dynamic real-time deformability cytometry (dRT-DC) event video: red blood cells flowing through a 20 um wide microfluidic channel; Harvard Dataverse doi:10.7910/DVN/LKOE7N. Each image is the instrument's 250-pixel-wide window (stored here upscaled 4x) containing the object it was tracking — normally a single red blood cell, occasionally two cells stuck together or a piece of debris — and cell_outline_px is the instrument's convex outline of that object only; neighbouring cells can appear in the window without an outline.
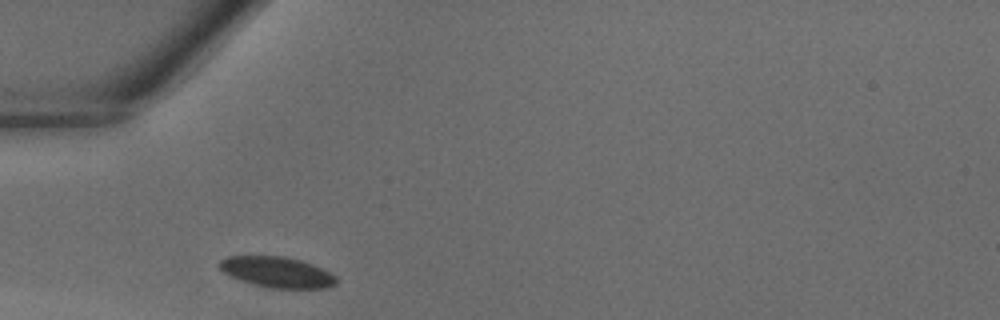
{"species": "common noctule bat (a hibernating species)", "species_latin": "Nyctalus noctula", "temperature_condition": "warm", "stored_images_in_passage": 22, "camera_frame_rate_fps": 3000, "um_per_image_px": 0.085, "animal": {"sex": "male", "body_mass_g": 18.8}, "frame": {"image": 1, "passage_image": 1, "time_ms": 0.0, "image_size_px": [1000, 320], "cell_outline_px": [[340, 280], [336, 284], [328, 288], [272, 288], [252, 284], [240, 280], [224, 272], [216, 264], [220, 260], [228, 256], [284, 256], [300, 260], [312, 264], [336, 276]], "centroid_in_image_um": [23.56, 23.13], "position_along_channel_um": 61.4, "area_um2": 20.92}}
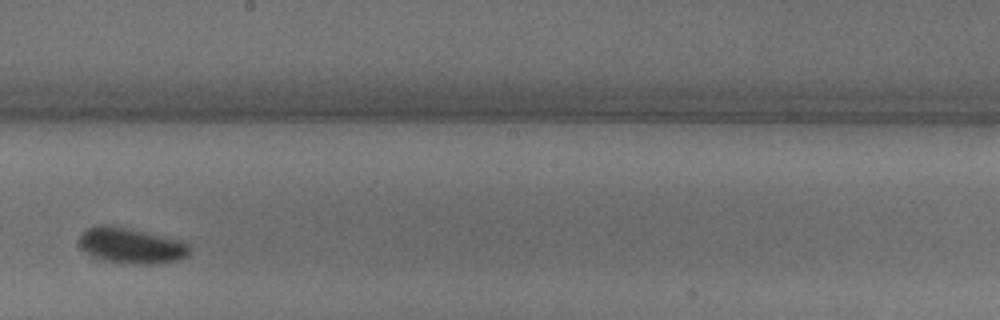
{"frame": {"image": 2, "passage_image": 12, "time_ms": 3.667, "image_size_px": [1000, 320], "cell_outline_px": [[192, 252], [188, 256], [180, 260], [148, 264], [128, 264], [104, 260], [92, 256], [80, 244], [80, 236], [88, 228], [100, 224], [108, 224], [188, 240], [192, 248]], "centroid_in_image_um": [11.29, 20.87], "position_along_channel_um": 236.9, "area_um2": 23.35}}
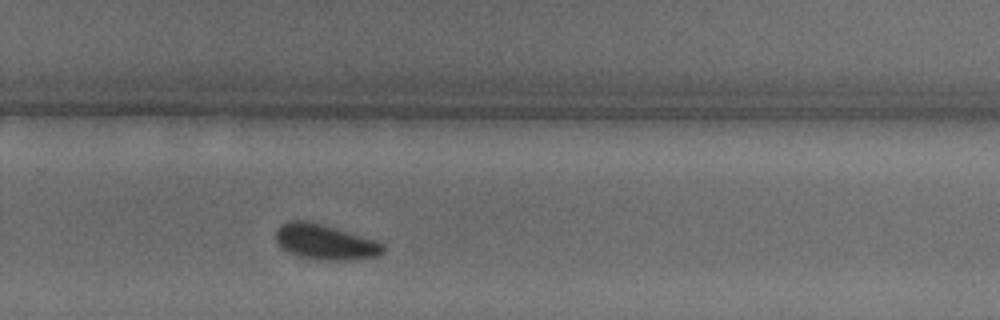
{"frame": {"image": 3, "passage_image": 16, "time_ms": 5.0, "image_size_px": [1000, 320], "cell_outline_px": [[384, 252], [376, 256], [348, 260], [324, 260], [296, 256], [280, 248], [276, 240], [276, 228], [280, 224], [288, 220], [304, 220], [320, 224], [376, 240], [384, 244]], "centroid_in_image_um": [27.58, 20.57], "position_along_channel_um": 302.2, "area_um2": 22.02}}